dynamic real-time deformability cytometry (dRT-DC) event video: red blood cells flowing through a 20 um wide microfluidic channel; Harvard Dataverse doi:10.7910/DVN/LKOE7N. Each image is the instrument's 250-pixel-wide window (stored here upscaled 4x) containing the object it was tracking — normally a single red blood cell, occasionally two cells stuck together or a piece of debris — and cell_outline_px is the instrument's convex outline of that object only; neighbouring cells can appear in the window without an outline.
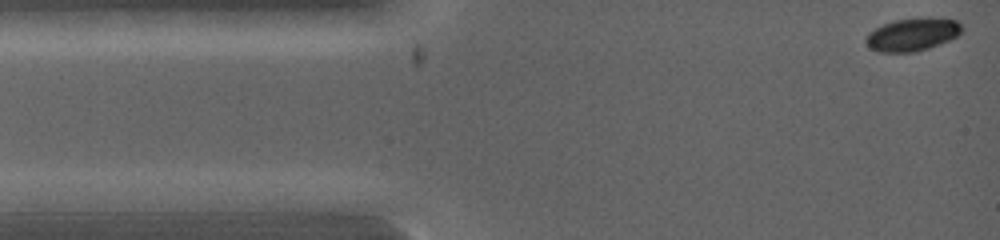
{"species": "common noctule bat (a hibernating species)", "species_latin": "Nyctalus noctula", "temperature_condition": "warm", "stored_images_in_passage": 6, "camera_frame_rate_fps": 5000, "um_per_image_px": 0.085, "animal": {"sex": "female", "body_mass_g": 19.0, "forearm_length_mm": 53.3}, "frame": {"image": 1, "passage_image": 1, "time_ms": 0.0, "image_size_px": [1000, 240], "cell_outline_px": [[964, 28], [956, 36], [948, 40], [928, 48], [916, 52], [880, 52], [872, 48], [864, 40], [868, 32], [884, 24], [896, 20], [928, 16], [956, 20]], "centroid_in_image_um": [77.57, 2.91], "position_along_channel_um": 7.4, "area_um2": 18.32}}
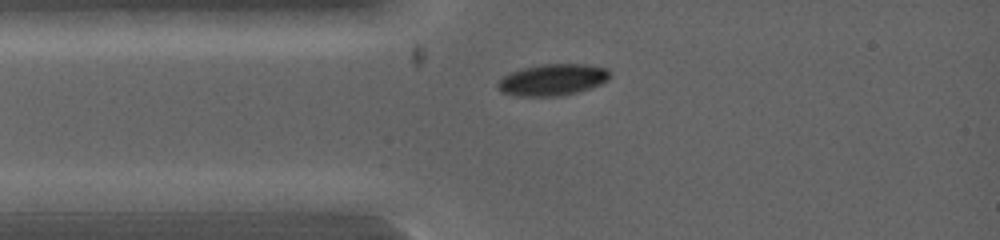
{"frame": {"image": 2, "passage_image": 4, "time_ms": 1.6, "image_size_px": [1000, 240], "cell_outline_px": [[608, 80], [600, 84], [580, 92], [556, 96], [516, 96], [500, 92], [496, 88], [496, 84], [504, 76], [512, 72], [524, 68], [540, 64], [588, 64], [608, 68]], "centroid_in_image_um": [46.95, 6.79], "position_along_channel_um": 38.0, "area_um2": 20.63}}
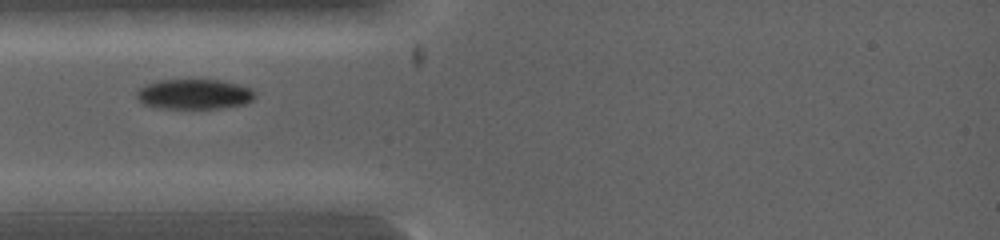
{"frame": {"image": 3, "passage_image": 5, "time_ms": 2.2, "image_size_px": [1000, 240], "cell_outline_px": [[256, 96], [252, 100], [244, 104], [224, 108], [160, 108], [144, 104], [136, 96], [136, 92], [140, 88], [156, 80], [220, 80], [252, 88]], "centroid_in_image_um": [16.53, 8.0], "position_along_channel_um": 68.5, "area_um2": 20.63}}